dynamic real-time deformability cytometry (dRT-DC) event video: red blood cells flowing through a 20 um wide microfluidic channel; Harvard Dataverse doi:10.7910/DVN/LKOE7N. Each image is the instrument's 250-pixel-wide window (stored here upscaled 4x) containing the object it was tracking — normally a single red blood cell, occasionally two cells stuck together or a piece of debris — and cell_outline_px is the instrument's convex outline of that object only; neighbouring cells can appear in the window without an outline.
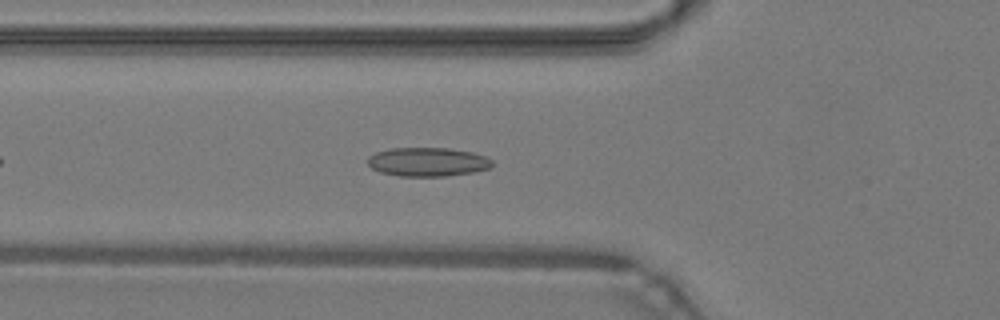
{"species": "common noctule bat (a hibernating species)", "species_latin": "Nyctalus noctula", "temperature_condition": "warm", "stored_images_in_passage": 36, "camera_frame_rate_fps": 3000, "um_per_image_px": 0.085, "animal": {"sex": "male", "body_mass_g": 19.2, "forearm_length_mm": 51.8}, "frame": {"image": 1, "passage_image": 7, "time_ms": 2.0, "image_size_px": [1000, 320], "cell_outline_px": [[492, 168], [472, 172], [444, 176], [400, 176], [380, 172], [372, 168], [368, 164], [368, 156], [376, 152], [388, 148], [448, 148], [472, 152], [484, 156], [492, 160]], "centroid_in_image_um": [36.34, 13.76], "position_along_channel_um": 89.5, "area_um2": 20.92}}
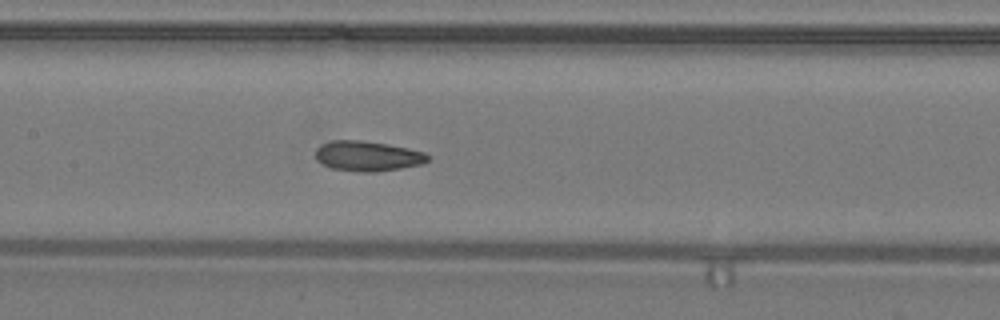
{"frame": {"image": 2, "passage_image": 13, "time_ms": 4.0, "image_size_px": [1000, 320], "cell_outline_px": [[428, 160], [424, 164], [376, 172], [364, 172], [332, 168], [316, 160], [316, 148], [320, 144], [332, 140], [364, 140], [388, 144], [408, 148], [424, 152], [428, 156]], "centroid_in_image_um": [31.24, 13.25], "position_along_channel_um": 176.2, "area_um2": 19.71}}
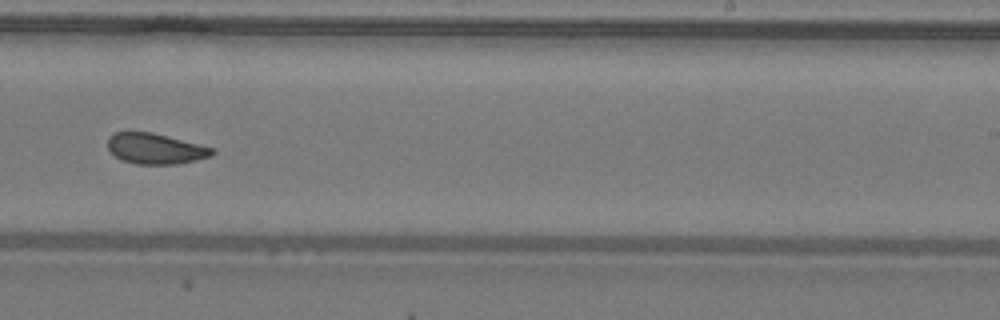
{"frame": {"image": 3, "passage_image": 20, "time_ms": 6.333, "image_size_px": [1000, 320], "cell_outline_px": [[216, 152], [212, 156], [196, 160], [176, 164], [136, 164], [124, 160], [116, 156], [108, 148], [108, 136], [112, 132], [152, 132], [200, 144], [212, 148]], "centroid_in_image_um": [13.22, 12.63], "position_along_channel_um": 275.8, "area_um2": 18.61}, "authors_computed_cell_mechanics": {"area_um2": 19.2474, "velocity_mm_per_s": 4.298, "shape_relaxation_time_tau1_ms": null, "shape_relaxation_time_tau2_ms": 3.5296, "deformation_change_tau1": null, "deformation_change_tau2": 0.0685}}